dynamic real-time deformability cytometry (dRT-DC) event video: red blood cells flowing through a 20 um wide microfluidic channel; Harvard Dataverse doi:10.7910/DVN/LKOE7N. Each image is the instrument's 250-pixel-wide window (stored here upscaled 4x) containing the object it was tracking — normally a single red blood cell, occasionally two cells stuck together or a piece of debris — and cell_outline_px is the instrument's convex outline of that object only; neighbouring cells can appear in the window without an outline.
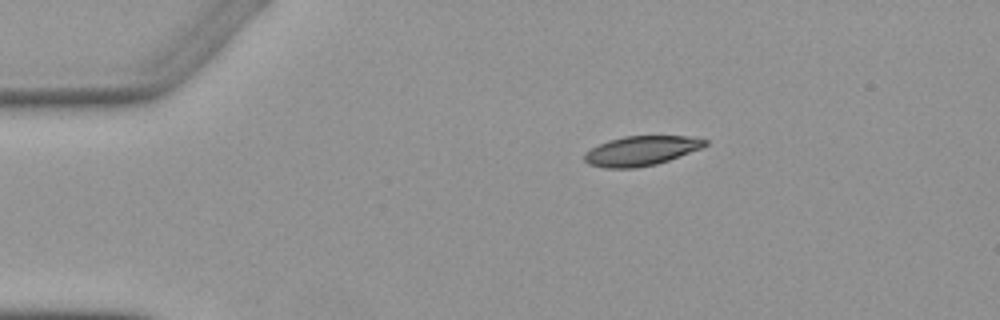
{"species": "Egyptian fruit bat (a non-hibernating species)", "species_latin": "Rousettus aegyptiacus", "temperature_condition": "warm", "stored_images_in_passage": 2, "camera_frame_rate_fps": 3000, "um_per_image_px": 0.085, "animal": {"sex": "female"}, "frame": {"image": 1, "passage_image": 1, "time_ms": 0.0, "image_size_px": [1000, 320], "cell_outline_px": [[708, 144], [700, 148], [668, 160], [656, 164], [636, 168], [604, 168], [588, 164], [584, 160], [584, 156], [592, 148], [608, 140], [624, 136], [688, 136], [708, 140]], "centroid_in_image_um": [54.49, 12.82], "position_along_channel_um": 30.5, "area_um2": 20.58}}